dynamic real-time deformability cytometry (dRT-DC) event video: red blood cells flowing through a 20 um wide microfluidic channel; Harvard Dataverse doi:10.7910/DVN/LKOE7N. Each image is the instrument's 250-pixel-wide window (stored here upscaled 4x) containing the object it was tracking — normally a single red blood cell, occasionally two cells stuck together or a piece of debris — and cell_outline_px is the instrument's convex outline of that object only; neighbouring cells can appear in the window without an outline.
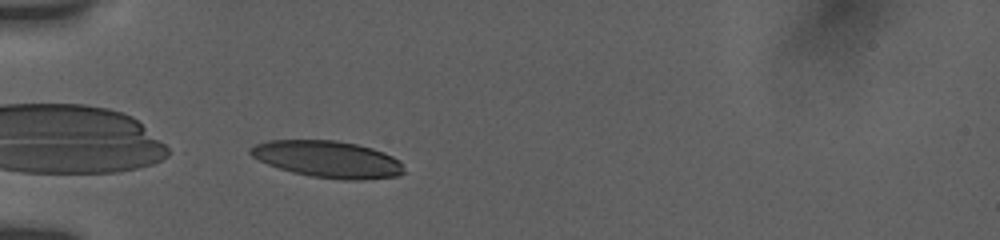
{"species": "human", "species_latin": "Homo sapiens", "temperature_condition": "room temperature", "stored_images_in_passage": 33, "camera_frame_rate_fps": 3000, "um_per_image_px": 0.085, "donor": {"sex": "female"}, "frame": {"image": 1, "passage_image": 1, "time_ms": 0.0, "image_size_px": [1000, 240], "cell_outline_px": [[404, 172], [400, 176], [364, 180], [344, 180], [312, 176], [292, 172], [268, 164], [252, 156], [248, 152], [248, 148], [256, 144], [268, 140], [336, 140], [356, 144], [372, 148], [384, 152], [400, 160]], "centroid_in_image_um": [27.88, 13.53], "position_along_channel_um": 57.1, "area_um2": 32.95}}
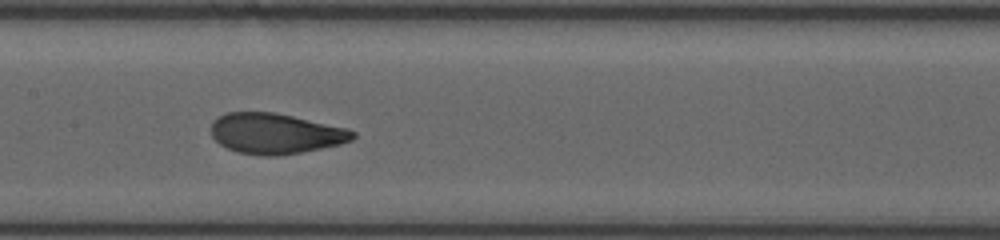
{"frame": {"image": 2, "passage_image": 14, "time_ms": 3.667, "image_size_px": [1000, 240], "cell_outline_px": [[356, 136], [352, 140], [340, 144], [300, 152], [276, 156], [264, 156], [240, 152], [228, 148], [220, 144], [212, 136], [212, 120], [228, 112], [276, 112], [348, 128], [356, 132]], "centroid_in_image_um": [23.44, 11.34], "position_along_channel_um": 184.0, "area_um2": 33.35}}
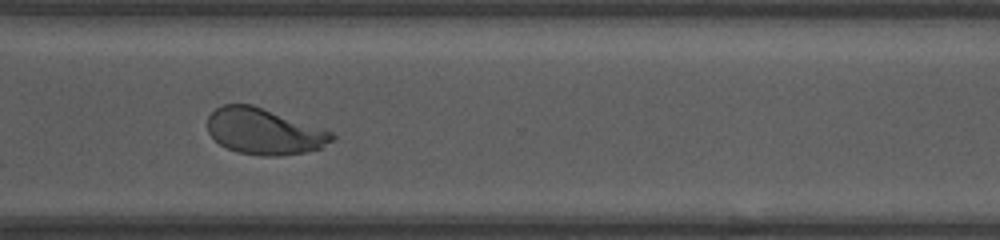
{"frame": {"image": 3, "passage_image": 32, "time_ms": 8.0, "image_size_px": [1000, 240], "cell_outline_px": [[336, 136], [332, 140], [320, 148], [304, 152], [276, 156], [264, 156], [236, 152], [220, 144], [208, 132], [208, 116], [216, 108], [224, 104], [252, 104], [332, 132]], "centroid_in_image_um": [22.42, 11.17], "position_along_channel_um": 348.2, "area_um2": 33.0}}